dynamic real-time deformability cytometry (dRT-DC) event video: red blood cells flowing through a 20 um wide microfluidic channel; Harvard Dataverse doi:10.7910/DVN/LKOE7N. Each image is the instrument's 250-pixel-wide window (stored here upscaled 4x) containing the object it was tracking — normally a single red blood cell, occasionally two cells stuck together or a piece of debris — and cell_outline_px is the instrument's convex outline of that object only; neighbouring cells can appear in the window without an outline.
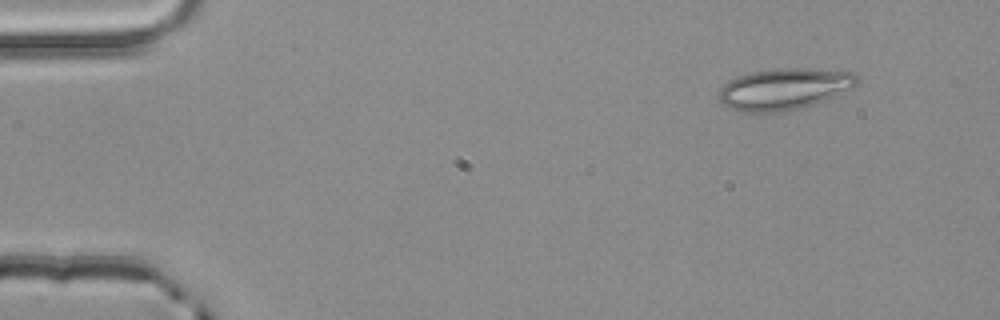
{"species": "common noctule bat (a hibernating species)", "species_latin": "Nyctalus noctula", "temperature_condition": "room temperature", "stored_images_in_passage": 4, "camera_frame_rate_fps": 3000, "um_per_image_px": 0.085, "animal": {"sex": "male", "body_mass_g": 20.4}, "frame": {"image": 1, "passage_image": 4, "time_ms": 1.0, "image_size_px": [1000, 320], "cell_outline_px": [[860, 80], [852, 88], [824, 100], [812, 104], [796, 108], [776, 112], [744, 112], [732, 108], [724, 104], [720, 100], [720, 88], [728, 80], [736, 76], [752, 72], [776, 68], [812, 68], [852, 72]], "centroid_in_image_um": [66.65, 7.53], "position_along_channel_um": 18.3, "area_um2": 33.0}}